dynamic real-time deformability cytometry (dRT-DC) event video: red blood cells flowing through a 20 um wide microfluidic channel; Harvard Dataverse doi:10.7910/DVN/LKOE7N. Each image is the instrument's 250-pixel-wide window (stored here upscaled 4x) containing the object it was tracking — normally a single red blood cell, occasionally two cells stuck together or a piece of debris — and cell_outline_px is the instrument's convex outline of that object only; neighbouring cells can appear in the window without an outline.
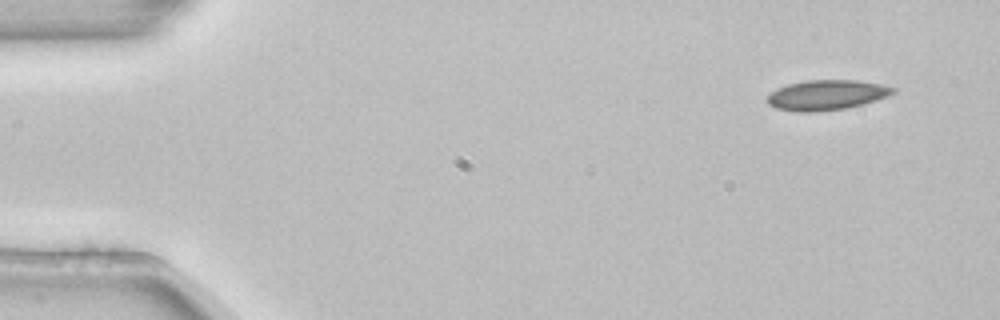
{"species": "common noctule bat (a hibernating species)", "species_latin": "Nyctalus noctula", "temperature_condition": "room temperature", "stored_images_in_passage": 3, "segment_of_instrument_passage": [2, 2], "camera_frame_rate_fps": 3000, "um_per_image_px": 0.085, "animal": {"sex": "female", "body_mass_g": 22.7, "forearm_length_mm": 54.2}, "frame": {"image": 1, "passage_image": 3, "time_ms": 0.667, "image_size_px": [1000, 320], "cell_outline_px": [[896, 92], [888, 96], [864, 104], [844, 108], [816, 112], [796, 112], [776, 108], [768, 104], [764, 100], [776, 88], [788, 84], [804, 80], [856, 80], [884, 84], [896, 88]], "centroid_in_image_um": [70.26, 8.07], "position_along_channel_um": 14.7, "area_um2": 22.31}}